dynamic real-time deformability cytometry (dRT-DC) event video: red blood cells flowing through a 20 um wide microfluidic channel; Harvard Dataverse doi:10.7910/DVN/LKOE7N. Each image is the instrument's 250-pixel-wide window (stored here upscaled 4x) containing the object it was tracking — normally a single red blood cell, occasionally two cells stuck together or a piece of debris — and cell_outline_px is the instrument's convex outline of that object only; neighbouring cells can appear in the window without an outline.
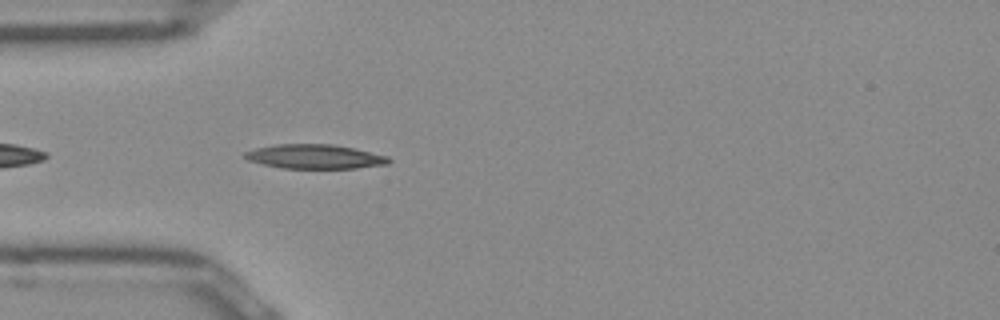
{"species": "Egyptian fruit bat (a non-hibernating species)", "species_latin": "Rousettus aegyptiacus", "temperature_condition": "room temperature", "stored_images_in_passage": 40, "camera_frame_rate_fps": 3000, "um_per_image_px": 0.085, "frame": {"image": 1, "passage_image": 4, "time_ms": 1.0, "image_size_px": [1000, 320], "cell_outline_px": [[392, 160], [388, 164], [356, 168], [284, 168], [264, 164], [248, 160], [240, 156], [244, 152], [256, 148], [276, 144], [332, 144], [352, 148], [388, 156]], "centroid_in_image_um": [26.74, 13.31], "position_along_channel_um": 58.3, "area_um2": 20.29}}
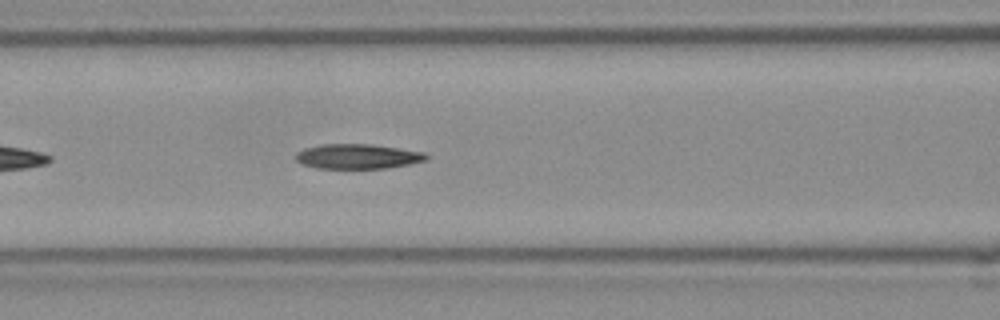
{"frame": {"image": 2, "passage_image": 10, "time_ms": 3.0, "image_size_px": [1000, 320], "cell_outline_px": [[428, 160], [388, 168], [316, 168], [304, 164], [296, 160], [296, 152], [304, 148], [320, 144], [372, 144], [424, 152], [428, 156]], "centroid_in_image_um": [30.4, 13.29], "position_along_channel_um": 136.2, "area_um2": 18.84}}
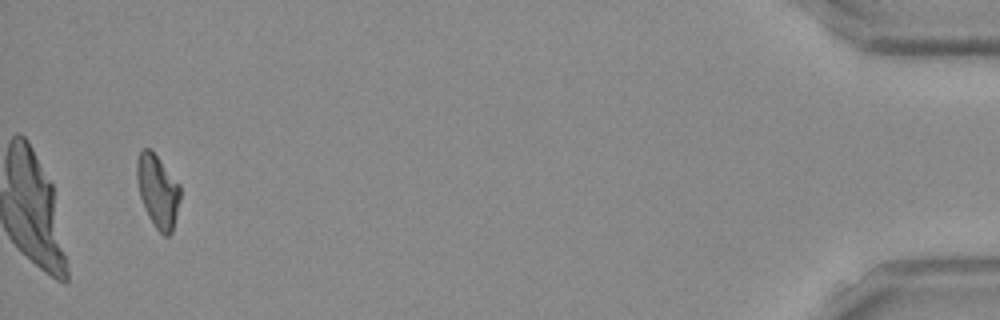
{"frame": {"image": 3, "passage_image": 38, "time_ms": 12.333, "image_size_px": [1000, 320], "cell_outline_px": [[180, 200], [172, 232], [168, 236], [164, 236], [156, 228], [148, 216], [140, 196], [136, 180], [136, 160], [140, 152], [144, 148], [148, 148], [156, 156], [180, 184]], "centroid_in_image_um": [13.4, 16.26], "position_along_channel_um": 421.8, "area_um2": 18.26}, "authors_computed_cell_mechanics": {"area_um2": 18.9006, "velocity_mm_per_s": 3.9794, "shape_relaxation_time_tau1_ms": 5.0436, "shape_relaxation_time_tau2_ms": 7.9353, "deformation_change_tau1": 0.1571, "deformation_change_tau2": 0.173}}